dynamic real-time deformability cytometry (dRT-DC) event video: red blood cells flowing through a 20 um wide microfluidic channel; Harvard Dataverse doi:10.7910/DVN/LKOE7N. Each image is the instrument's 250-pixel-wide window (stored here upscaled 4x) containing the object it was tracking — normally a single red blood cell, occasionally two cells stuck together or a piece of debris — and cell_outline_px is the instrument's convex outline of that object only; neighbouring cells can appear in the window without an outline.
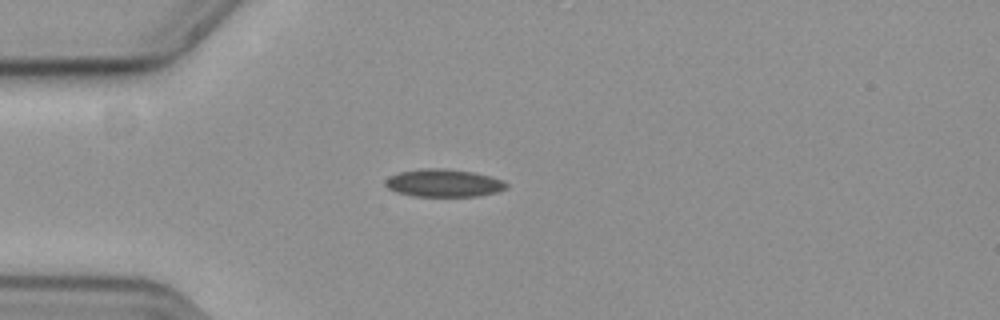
{"species": "common noctule bat (a hibernating species)", "species_latin": "Nyctalus noctula", "temperature_condition": "cold", "stored_images_in_passage": 38, "camera_frame_rate_fps": 3000, "um_per_image_px": 0.085, "animal": {"sex": "female", "body_mass_g": 19.3, "forearm_length_mm": 54.1}, "frame": {"image": 1, "passage_image": 1, "time_ms": 0.0, "image_size_px": [1000, 320], "cell_outline_px": [[508, 188], [496, 192], [476, 196], [412, 196], [396, 192], [388, 188], [384, 184], [384, 180], [388, 176], [400, 172], [420, 168], [444, 168], [472, 172], [504, 180], [508, 184]], "centroid_in_image_um": [37.68, 15.55], "position_along_channel_um": 47.3, "area_um2": 19.65}}
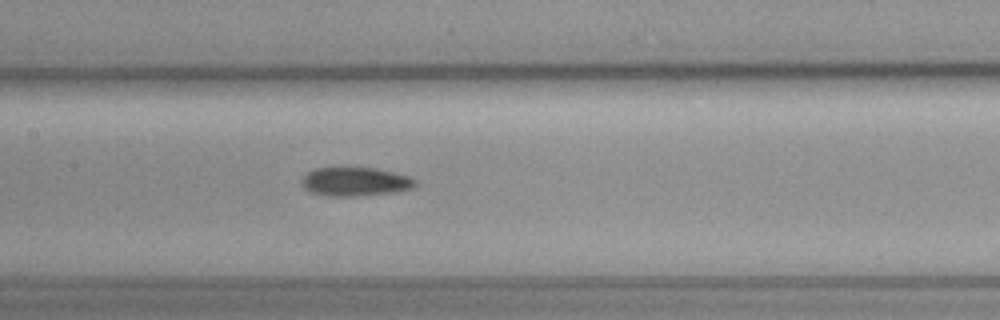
{"frame": {"image": 2, "passage_image": 13, "time_ms": 4.0, "image_size_px": [1000, 320], "cell_outline_px": [[416, 184], [412, 188], [392, 192], [352, 196], [324, 196], [308, 192], [300, 184], [300, 180], [308, 172], [316, 168], [336, 164], [376, 168], [408, 176], [416, 180]], "centroid_in_image_um": [30.08, 15.39], "position_along_channel_um": 177.3, "area_um2": 19.83}}
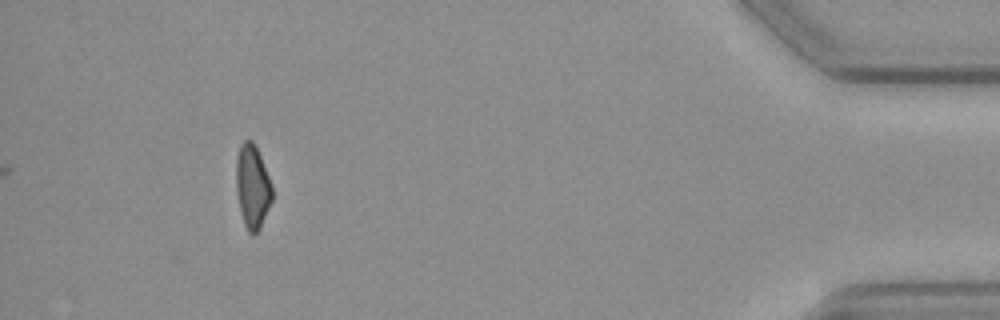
{"frame": {"image": 3, "passage_image": 38, "time_ms": 12.333, "image_size_px": [1000, 320], "cell_outline_px": [[272, 200], [260, 228], [252, 236], [248, 232], [244, 224], [240, 212], [236, 192], [236, 160], [240, 144], [244, 140], [252, 140], [256, 144], [268, 176], [272, 188]], "centroid_in_image_um": [21.44, 15.85], "position_along_channel_um": 413.8, "area_um2": 17.63}, "authors_computed_cell_mechanics": {"area_um2": 19.1607, "velocity_mm_per_s": 3.6602, "shape_relaxation_time_tau1_ms": 10.7917, "shape_relaxation_time_tau2_ms": null, "deformation_change_tau1": 0.1345, "deformation_change_tau2": null}}